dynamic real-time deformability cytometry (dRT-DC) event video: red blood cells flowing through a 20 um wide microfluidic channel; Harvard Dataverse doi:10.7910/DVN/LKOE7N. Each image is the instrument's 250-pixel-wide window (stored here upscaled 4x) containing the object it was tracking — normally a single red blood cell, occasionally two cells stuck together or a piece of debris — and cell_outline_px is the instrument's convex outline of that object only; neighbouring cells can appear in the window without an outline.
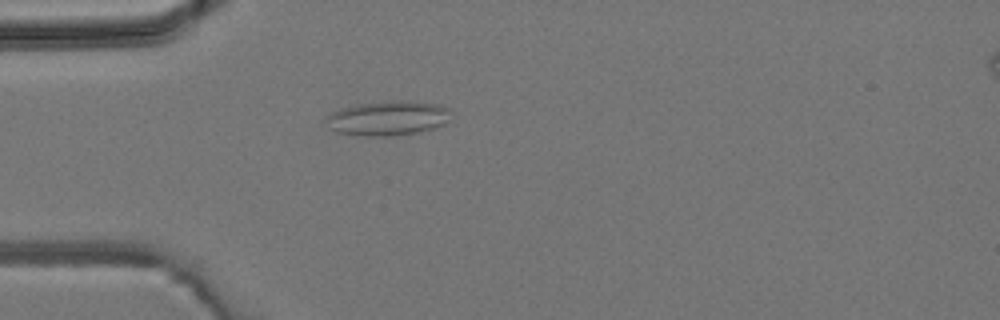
{"species": "common noctule bat (a hibernating species)", "species_latin": "Nyctalus noctula", "temperature_condition": "room temperature", "stored_images_in_passage": 1, "camera_frame_rate_fps": 3000, "um_per_image_px": 0.085, "animal": {"sex": "male", "body_mass_g": 19.2, "forearm_length_mm": 51.8}, "frame": {"image": 1, "passage_image": 1, "time_ms": 0.0, "image_size_px": [1000, 320], "cell_outline_px": [[448, 120], [444, 124], [420, 132], [392, 136], [364, 136], [336, 132], [332, 128], [328, 120], [328, 116], [332, 112], [340, 108], [356, 104], [400, 100], [412, 100], [436, 104], [448, 108]], "centroid_in_image_um": [32.98, 10.04], "position_along_channel_um": 52.0, "area_um2": 24.91}}